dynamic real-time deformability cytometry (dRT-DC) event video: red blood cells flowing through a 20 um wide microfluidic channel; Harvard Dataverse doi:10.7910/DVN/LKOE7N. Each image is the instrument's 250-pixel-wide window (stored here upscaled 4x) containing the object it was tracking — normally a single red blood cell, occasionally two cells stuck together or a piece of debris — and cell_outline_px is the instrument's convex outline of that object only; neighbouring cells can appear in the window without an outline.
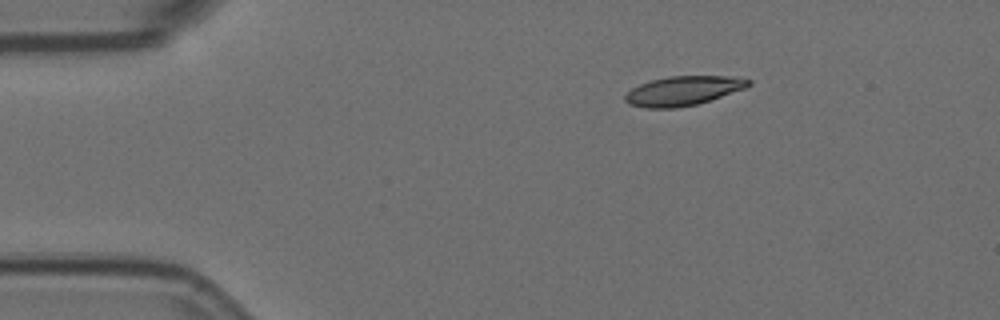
{"species": "Egyptian fruit bat (a non-hibernating species)", "species_latin": "Rousettus aegyptiacus", "temperature_condition": "room temperature", "stored_images_in_passage": 3, "camera_frame_rate_fps": 3000, "um_per_image_px": 0.085, "animal": {"sex": "female"}, "frame": {"image": 1, "passage_image": 1, "time_ms": 0.0, "image_size_px": [1000, 320], "cell_outline_px": [[752, 84], [748, 88], [696, 104], [676, 108], [644, 108], [628, 104], [624, 100], [624, 96], [632, 88], [640, 84], [652, 80], [668, 76], [728, 76], [752, 80]], "centroid_in_image_um": [58.08, 7.72], "position_along_channel_um": 26.9, "area_um2": 21.15}}